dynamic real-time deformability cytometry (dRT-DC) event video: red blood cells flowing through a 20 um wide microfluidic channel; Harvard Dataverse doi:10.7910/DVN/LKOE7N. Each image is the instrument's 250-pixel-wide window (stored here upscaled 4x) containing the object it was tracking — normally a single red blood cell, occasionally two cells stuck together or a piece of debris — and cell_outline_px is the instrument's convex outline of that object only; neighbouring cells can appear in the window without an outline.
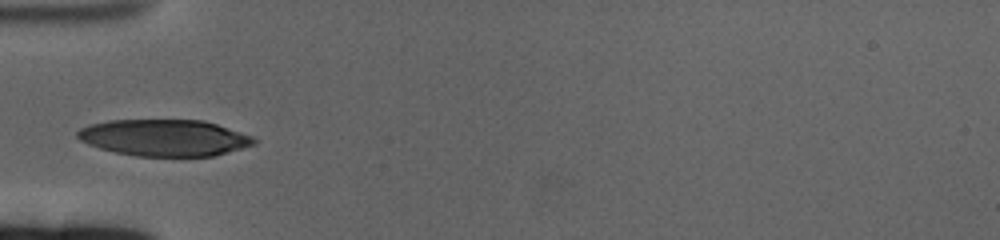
{"species": "human", "species_latin": "Homo sapiens", "temperature_condition": "cold", "stored_images_in_passage": 42, "camera_frame_rate_fps": 3000, "um_per_image_px": 0.085, "donor": {"sex": "female"}, "frame": {"image": 1, "passage_image": 1, "time_ms": 0.0, "image_size_px": [1000, 240], "cell_outline_px": [[256, 144], [228, 152], [212, 156], [136, 156], [116, 152], [100, 148], [88, 144], [80, 140], [76, 136], [76, 132], [80, 128], [88, 124], [108, 120], [204, 120], [252, 136], [256, 140]], "centroid_in_image_um": [13.94, 11.7], "position_along_channel_um": 71.1, "area_um2": 37.57}}
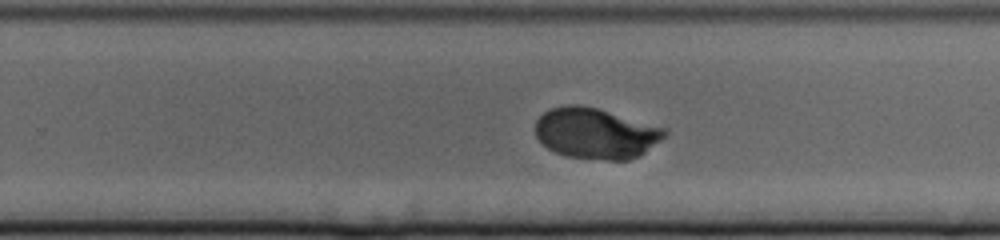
{"frame": {"image": 2, "passage_image": 20, "time_ms": 6.333, "image_size_px": [1000, 240], "cell_outline_px": [[668, 132], [660, 140], [640, 156], [628, 160], [604, 160], [564, 156], [540, 144], [536, 136], [536, 120], [544, 112], [552, 108], [568, 104], [580, 104], [596, 108], [668, 128]], "centroid_in_image_um": [50.63, 11.34], "position_along_channel_um": 279.2, "area_um2": 38.44}}
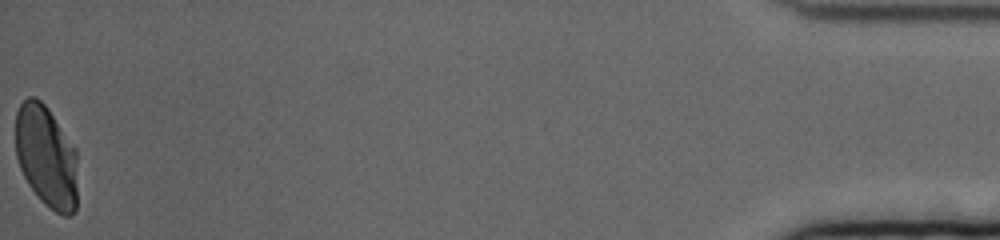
{"frame": {"image": 3, "passage_image": 42, "time_ms": 13.667, "image_size_px": [1000, 240], "cell_outline_px": [[76, 212], [72, 216], [64, 216], [56, 212], [44, 204], [40, 200], [28, 184], [20, 168], [16, 156], [16, 112], [20, 104], [28, 96], [36, 96], [48, 108], [76, 148]], "centroid_in_image_um": [3.94, 13.31], "position_along_channel_um": 431.3, "area_um2": 37.22}, "authors_computed_cell_mechanics": {"area_um2": 38.2347, "velocity_mm_per_s": 3.296, "shape_relaxation_time_tau1_ms": 3.5851, "shape_relaxation_time_tau2_ms": null, "deformation_change_tau1": 0.1725, "deformation_change_tau2": null}}